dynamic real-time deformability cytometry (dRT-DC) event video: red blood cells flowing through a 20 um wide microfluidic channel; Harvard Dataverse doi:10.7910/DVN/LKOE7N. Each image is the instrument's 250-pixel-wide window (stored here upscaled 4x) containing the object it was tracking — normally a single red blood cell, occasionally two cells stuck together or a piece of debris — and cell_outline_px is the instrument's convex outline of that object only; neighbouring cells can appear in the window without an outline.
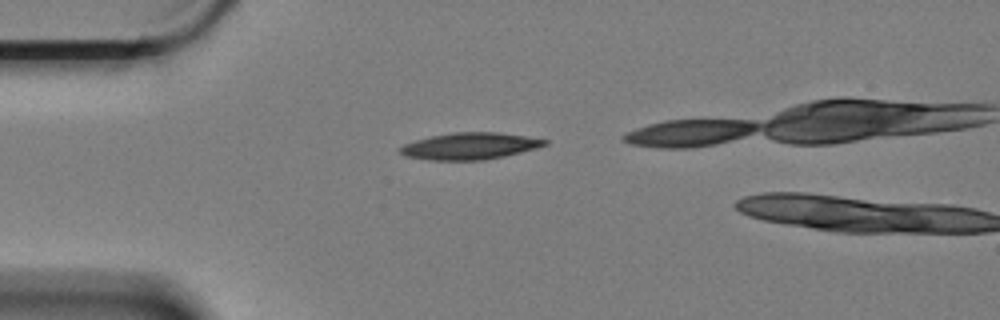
{"species": "Egyptian fruit bat (a non-hibernating species)", "species_latin": "Rousettus aegyptiacus", "temperature_condition": "cold", "stored_images_in_passage": 4, "camera_frame_rate_fps": 3000, "um_per_image_px": 0.085, "animal": {"sex": "female"}, "frame": {"image": 1, "passage_image": 1, "time_ms": 0.0, "image_size_px": [1000, 320], "cell_outline_px": [[548, 144], [536, 148], [504, 156], [484, 160], [428, 160], [404, 156], [396, 148], [404, 144], [416, 140], [432, 136], [456, 132], [496, 132], [524, 136], [548, 140]], "centroid_in_image_um": [39.89, 12.42], "position_along_channel_um": 45.1, "area_um2": 22.43}}